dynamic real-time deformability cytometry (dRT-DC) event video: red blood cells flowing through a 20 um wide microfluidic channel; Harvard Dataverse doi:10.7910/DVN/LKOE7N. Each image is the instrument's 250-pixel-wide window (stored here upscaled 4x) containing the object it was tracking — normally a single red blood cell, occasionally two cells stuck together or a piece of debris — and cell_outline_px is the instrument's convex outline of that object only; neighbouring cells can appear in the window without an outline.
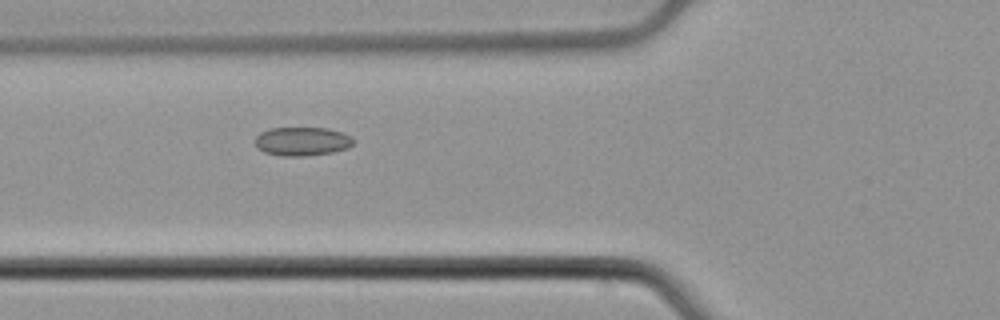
{"species": "common noctule bat (a hibernating species)", "species_latin": "Nyctalus noctula", "temperature_condition": "cold", "stored_images_in_passage": 5, "camera_frame_rate_fps": 3000, "um_per_image_px": 0.085, "animal": {"sex": "male", "body_mass_g": 21.5, "forearm_length_mm": 52.0}, "frame": {"image": 1, "passage_image": 5, "time_ms": 1.333, "image_size_px": [1000, 320], "cell_outline_px": [[356, 140], [348, 148], [332, 152], [304, 156], [280, 156], [264, 152], [256, 148], [256, 136], [260, 132], [268, 128], [328, 128], [352, 136]], "centroid_in_image_um": [25.67, 12.01], "position_along_channel_um": 100.1, "area_um2": 16.59}}